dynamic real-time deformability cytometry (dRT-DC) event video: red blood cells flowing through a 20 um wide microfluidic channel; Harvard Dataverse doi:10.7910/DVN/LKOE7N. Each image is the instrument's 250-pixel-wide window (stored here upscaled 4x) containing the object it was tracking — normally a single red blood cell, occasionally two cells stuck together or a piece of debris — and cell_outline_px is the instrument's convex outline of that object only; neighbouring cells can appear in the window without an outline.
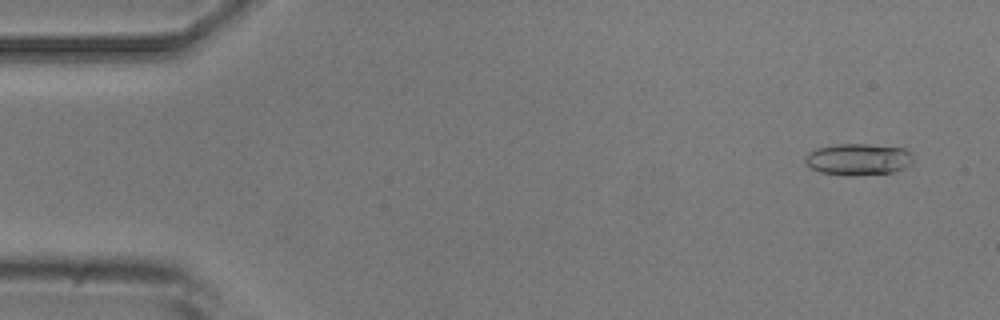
{"species": "common noctule bat (a hibernating species)", "species_latin": "Nyctalus noctula", "temperature_condition": "room temperature", "stored_images_in_passage": 10, "camera_frame_rate_fps": 3000, "um_per_image_px": 0.085, "animal": {"sex": "male", "body_mass_g": 20.5, "forearm_length_mm": 52.5}, "frame": {"image": 1, "passage_image": 1, "time_ms": 0.0, "image_size_px": [1000, 320], "cell_outline_px": [[912, 160], [904, 168], [892, 172], [856, 176], [844, 176], [820, 172], [812, 168], [804, 160], [804, 156], [808, 152], [816, 148], [836, 144], [868, 144], [904, 148], [912, 156]], "centroid_in_image_um": [72.9, 13.55], "position_along_channel_um": 12.1, "area_um2": 19.94}}
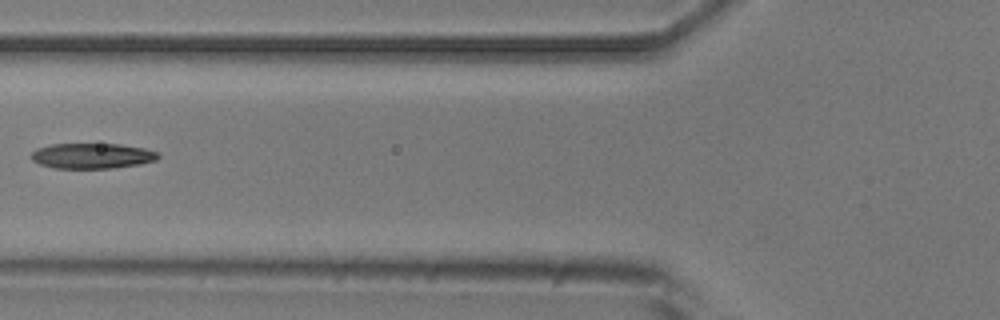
{"frame": {"image": 2, "passage_image": 6, "time_ms": 6.0, "image_size_px": [1000, 320], "cell_outline_px": [[160, 156], [156, 160], [140, 164], [112, 168], [56, 168], [40, 164], [32, 160], [28, 156], [36, 148], [52, 144], [120, 144], [144, 148], [160, 152]], "centroid_in_image_um": [7.83, 13.24], "position_along_channel_um": 118.0, "area_um2": 18.9}}
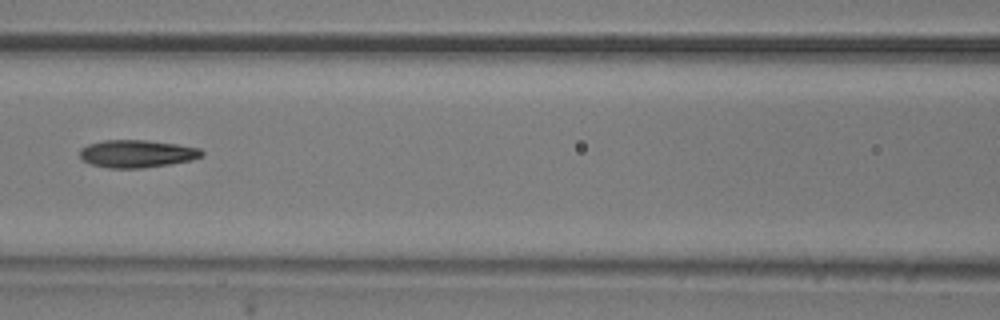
{"frame": {"image": 3, "passage_image": 7, "time_ms": 7.0, "image_size_px": [1000, 320], "cell_outline_px": [[204, 152], [200, 156], [192, 160], [144, 168], [108, 168], [92, 164], [84, 160], [80, 156], [80, 148], [88, 144], [104, 140], [144, 140], [176, 144], [200, 148]], "centroid_in_image_um": [11.62, 13.06], "position_along_channel_um": 155.0, "area_um2": 19.48}}